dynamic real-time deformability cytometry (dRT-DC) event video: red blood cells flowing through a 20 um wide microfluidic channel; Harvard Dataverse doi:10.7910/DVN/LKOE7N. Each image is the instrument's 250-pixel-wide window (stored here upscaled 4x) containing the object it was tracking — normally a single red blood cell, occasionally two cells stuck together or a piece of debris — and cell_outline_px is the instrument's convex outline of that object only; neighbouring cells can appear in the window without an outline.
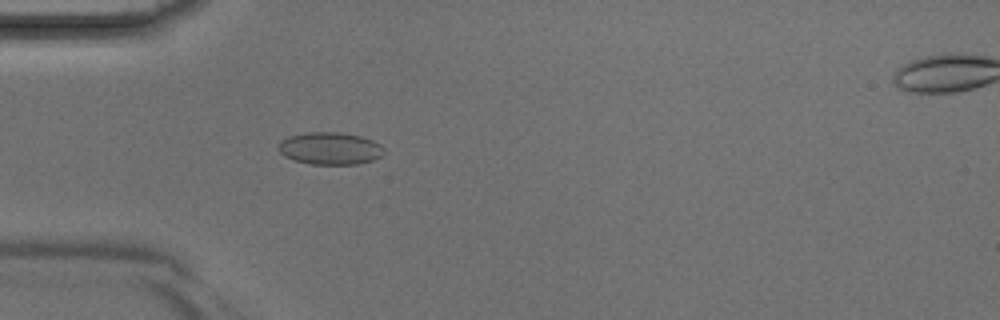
{"species": "Egyptian fruit bat (a non-hibernating species)", "species_latin": "Rousettus aegyptiacus", "temperature_condition": "room temperature", "stored_images_in_passage": 41, "camera_frame_rate_fps": 3000, "um_per_image_px": 0.085, "animal": {"sex": "male"}, "frame": {"image": 1, "passage_image": 11, "time_ms": 3.333, "image_size_px": [1000, 320], "cell_outline_px": [[384, 152], [380, 156], [372, 160], [356, 164], [312, 164], [296, 160], [284, 156], [276, 148], [276, 144], [280, 140], [288, 136], [308, 132], [336, 132], [360, 136], [372, 140], [380, 144], [384, 148]], "centroid_in_image_um": [28.01, 12.6], "position_along_channel_um": 57.0, "area_um2": 19.88}}
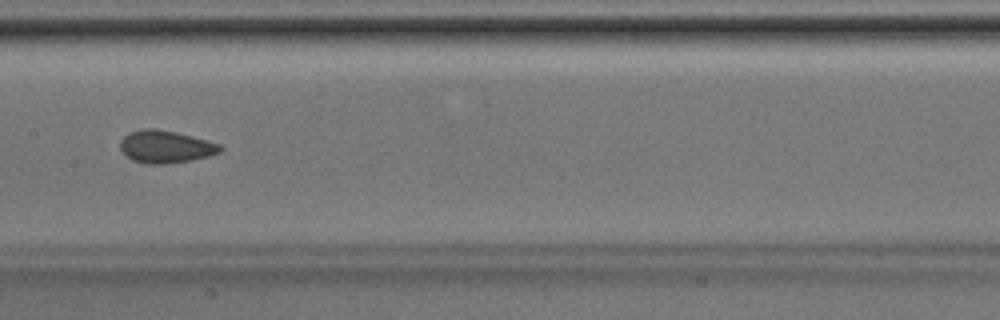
{"frame": {"image": 2, "passage_image": 20, "time_ms": 6.333, "image_size_px": [1000, 320], "cell_outline_px": [[224, 148], [220, 152], [208, 156], [192, 160], [164, 164], [148, 164], [132, 160], [120, 148], [120, 140], [128, 132], [144, 128], [152, 128], [176, 132], [192, 136], [220, 144]], "centroid_in_image_um": [14.08, 12.46], "position_along_channel_um": 193.3, "area_um2": 18.9}}
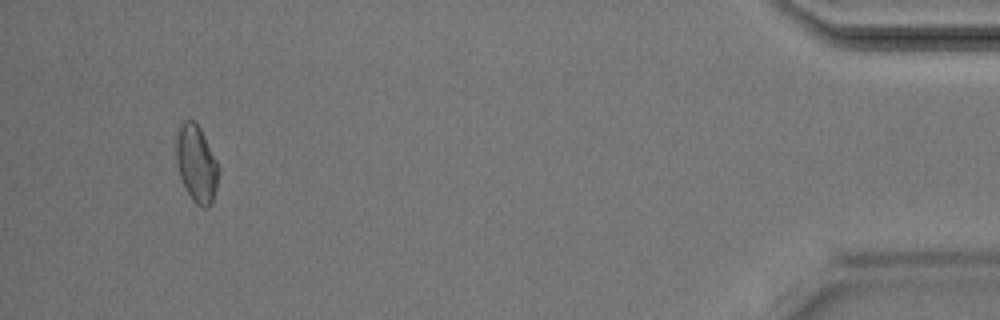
{"frame": {"image": 3, "passage_image": 39, "time_ms": 12.667, "image_size_px": [1000, 320], "cell_outline_px": [[220, 168], [216, 188], [212, 200], [208, 208], [204, 208], [196, 204], [192, 200], [180, 176], [176, 160], [176, 140], [180, 124], [184, 120], [192, 120], [200, 128]], "centroid_in_image_um": [16.7, 13.92], "position_along_channel_um": 418.5, "area_um2": 18.73}}